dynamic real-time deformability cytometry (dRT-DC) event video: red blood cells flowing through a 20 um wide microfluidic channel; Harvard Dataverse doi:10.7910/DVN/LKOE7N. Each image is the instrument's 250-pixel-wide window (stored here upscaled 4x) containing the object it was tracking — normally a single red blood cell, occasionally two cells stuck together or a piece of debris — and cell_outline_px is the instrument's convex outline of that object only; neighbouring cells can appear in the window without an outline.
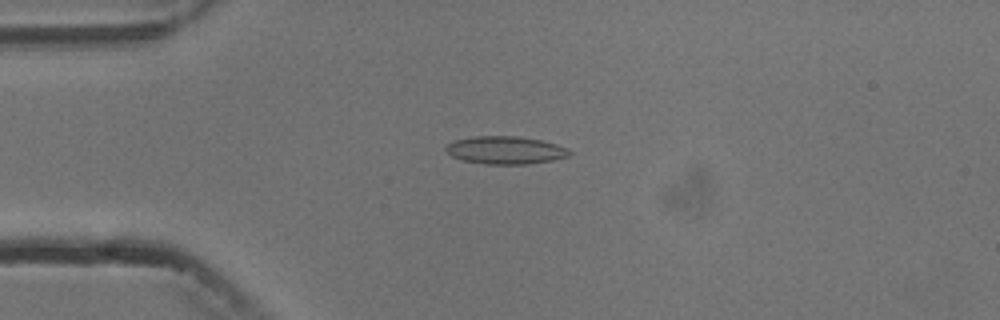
{"species": "common noctule bat (a hibernating species)", "species_latin": "Nyctalus noctula", "temperature_condition": "cold", "stored_images_in_passage": 7, "camera_frame_rate_fps": 3000, "um_per_image_px": 0.085, "animal": {"sex": "male", "body_mass_g": 13.3}, "frame": {"image": 1, "passage_image": 4, "time_ms": 3.667, "image_size_px": [1000, 320], "cell_outline_px": [[572, 152], [568, 156], [552, 160], [528, 164], [484, 164], [464, 160], [452, 156], [444, 148], [448, 144], [456, 140], [476, 136], [516, 136], [540, 140], [556, 144], [568, 148]], "centroid_in_image_um": [42.98, 12.76], "position_along_channel_um": 42.0, "area_um2": 19.83}}
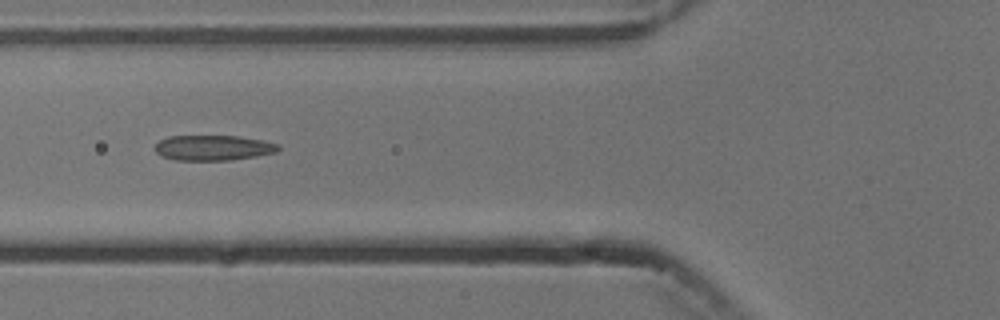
{"frame": {"image": 2, "passage_image": 6, "time_ms": 6.0, "image_size_px": [1000, 320], "cell_outline_px": [[280, 148], [276, 152], [256, 156], [232, 160], [172, 160], [160, 156], [156, 152], [156, 144], [160, 140], [168, 136], [236, 136], [260, 140], [280, 144]], "centroid_in_image_um": [18.1, 12.57], "position_along_channel_um": 107.7, "area_um2": 18.15}}
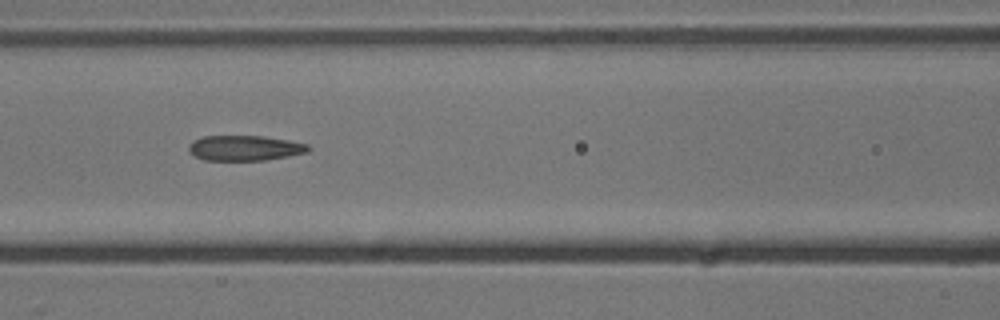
{"frame": {"image": 3, "passage_image": 7, "time_ms": 7.0, "image_size_px": [1000, 320], "cell_outline_px": [[312, 148], [308, 152], [288, 156], [264, 160], [204, 160], [188, 152], [188, 144], [192, 140], [204, 136], [264, 136], [288, 140], [308, 144]], "centroid_in_image_um": [20.79, 12.58], "position_along_channel_um": 145.8, "area_um2": 17.69}}